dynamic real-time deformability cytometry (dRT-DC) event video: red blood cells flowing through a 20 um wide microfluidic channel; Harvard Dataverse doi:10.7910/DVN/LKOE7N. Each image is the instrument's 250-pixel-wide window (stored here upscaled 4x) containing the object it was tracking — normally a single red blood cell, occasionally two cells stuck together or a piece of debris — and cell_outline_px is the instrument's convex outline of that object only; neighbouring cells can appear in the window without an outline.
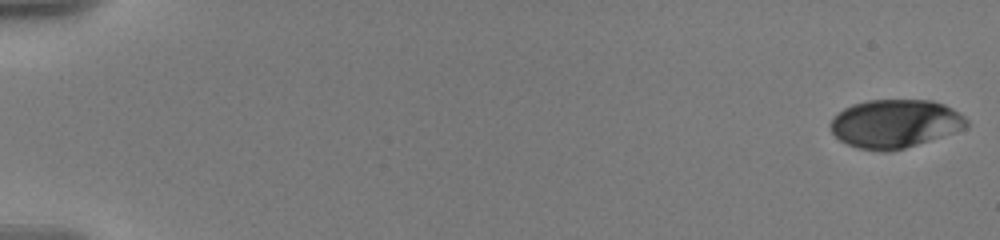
{"species": "human", "species_latin": "Homo sapiens", "temperature_condition": "warm", "stored_images_in_passage": 27, "camera_frame_rate_fps": 3000, "um_per_image_px": 0.085, "donor": {"sex": "male"}, "frame": {"image": 1, "passage_image": 1, "time_ms": 0.0, "image_size_px": [1000, 240], "cell_outline_px": [[968, 124], [964, 128], [892, 152], [880, 152], [856, 148], [840, 140], [832, 132], [828, 124], [844, 108], [852, 104], [868, 100], [932, 100], [944, 104], [952, 108], [964, 116], [968, 120]], "centroid_in_image_um": [76.04, 10.51], "position_along_channel_um": 9.0, "area_um2": 38.21}}